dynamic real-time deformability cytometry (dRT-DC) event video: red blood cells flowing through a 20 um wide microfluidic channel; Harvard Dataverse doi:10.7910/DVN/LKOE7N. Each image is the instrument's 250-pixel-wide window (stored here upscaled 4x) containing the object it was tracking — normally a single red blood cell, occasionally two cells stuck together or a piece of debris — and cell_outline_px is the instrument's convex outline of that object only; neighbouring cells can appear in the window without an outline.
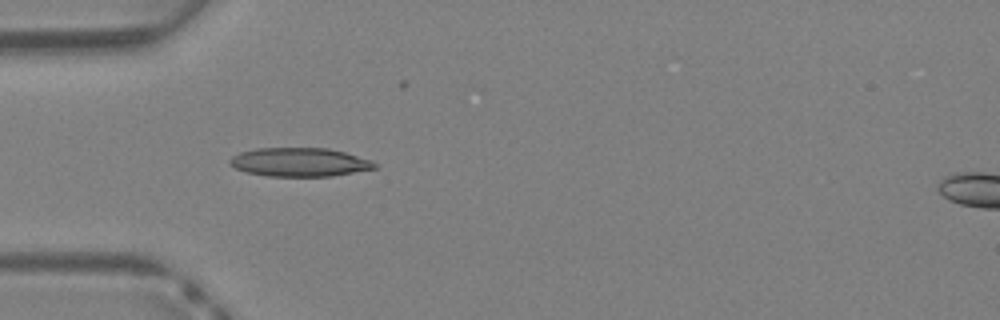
{"species": "Egyptian fruit bat (a non-hibernating species)", "species_latin": "Rousettus aegyptiacus", "temperature_condition": "warm", "stored_images_in_passage": 11, "camera_frame_rate_fps": 3000, "um_per_image_px": 0.085, "animal": {"sex": "female"}, "frame": {"image": 1, "passage_image": 9, "time_ms": 2.667, "image_size_px": [1000, 320], "cell_outline_px": [[376, 168], [332, 176], [268, 176], [248, 172], [236, 168], [228, 164], [228, 160], [232, 156], [240, 152], [256, 148], [328, 148], [344, 152], [372, 160], [376, 164]], "centroid_in_image_um": [25.44, 13.78], "position_along_channel_um": 59.6, "area_um2": 24.16}}
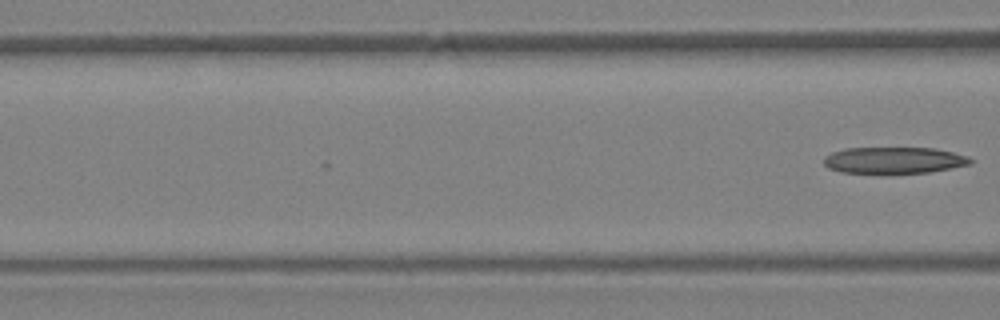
{"frame": {"image": 2, "passage_image": 11, "time_ms": 3.333, "image_size_px": [1000, 320], "cell_outline_px": [[972, 164], [928, 172], [840, 172], [828, 168], [824, 164], [824, 156], [832, 152], [844, 148], [936, 148], [968, 156], [972, 160]], "centroid_in_image_um": [75.98, 13.6], "position_along_channel_um": 90.6, "area_um2": 22.31}}